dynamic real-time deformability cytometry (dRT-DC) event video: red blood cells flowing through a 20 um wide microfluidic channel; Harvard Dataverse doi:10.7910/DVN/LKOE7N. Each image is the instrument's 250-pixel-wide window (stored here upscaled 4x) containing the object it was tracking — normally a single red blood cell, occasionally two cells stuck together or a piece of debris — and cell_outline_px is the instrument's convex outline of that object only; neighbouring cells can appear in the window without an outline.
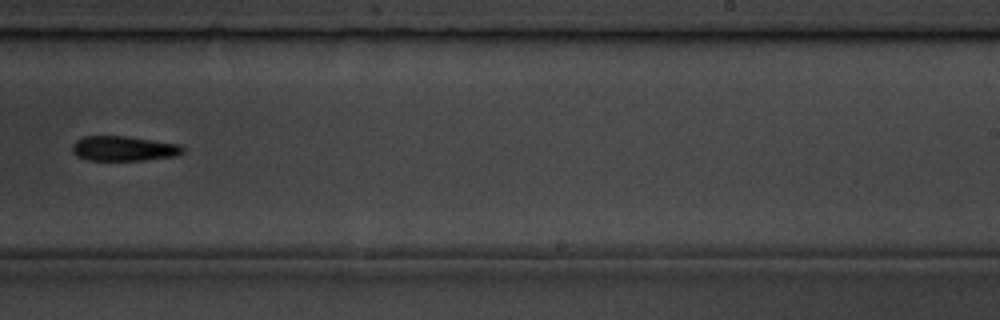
{"species": "common noctule bat (a hibernating species)", "species_latin": "Nyctalus noctula", "temperature_condition": "room temperature", "stored_images_in_passage": 6, "camera_frame_rate_fps": 3000, "um_per_image_px": 0.085, "animal": {"sex": "male", "body_mass_g": 19.5, "forearm_length_mm": 54.6}, "frame": {"image": 1, "passage_image": 6, "time_ms": 5.667, "image_size_px": [1000, 320], "cell_outline_px": [[184, 152], [176, 156], [144, 160], [88, 160], [76, 156], [72, 152], [72, 144], [76, 140], [84, 136], [124, 136], [180, 144], [184, 148]], "centroid_in_image_um": [10.5, 12.62], "position_along_channel_um": 278.5, "area_um2": 16.07}}